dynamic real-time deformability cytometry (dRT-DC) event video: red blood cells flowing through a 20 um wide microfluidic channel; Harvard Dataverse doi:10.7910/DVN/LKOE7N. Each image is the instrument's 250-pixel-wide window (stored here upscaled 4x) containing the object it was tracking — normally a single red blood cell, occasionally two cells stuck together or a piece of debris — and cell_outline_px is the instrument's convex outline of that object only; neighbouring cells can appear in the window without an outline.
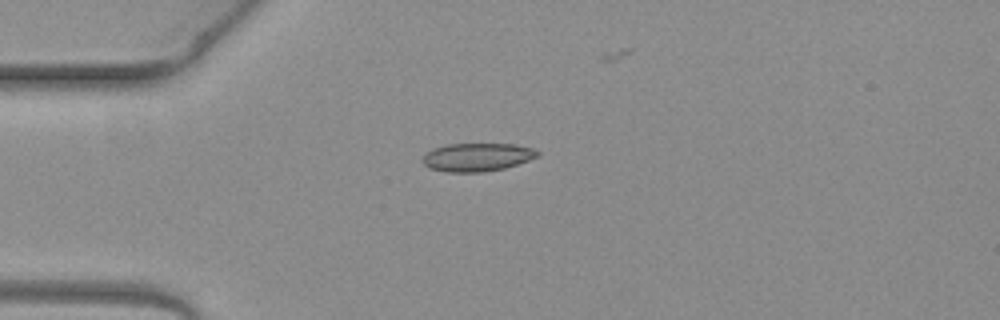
{"species": "common noctule bat (a hibernating species)", "species_latin": "Nyctalus noctula", "temperature_condition": "warm", "stored_images_in_passage": 4, "camera_frame_rate_fps": 3000, "um_per_image_px": 0.085, "animal": {"sex": "female", "body_mass_g": 19.3, "forearm_length_mm": 54.1}, "frame": {"image": 1, "passage_image": 1, "time_ms": 0.0, "image_size_px": [1000, 320], "cell_outline_px": [[540, 156], [504, 168], [484, 172], [448, 172], [428, 168], [420, 160], [428, 152], [436, 148], [448, 144], [516, 144], [532, 148], [540, 152]], "centroid_in_image_um": [40.57, 13.36], "position_along_channel_um": 44.4, "area_um2": 18.84}}
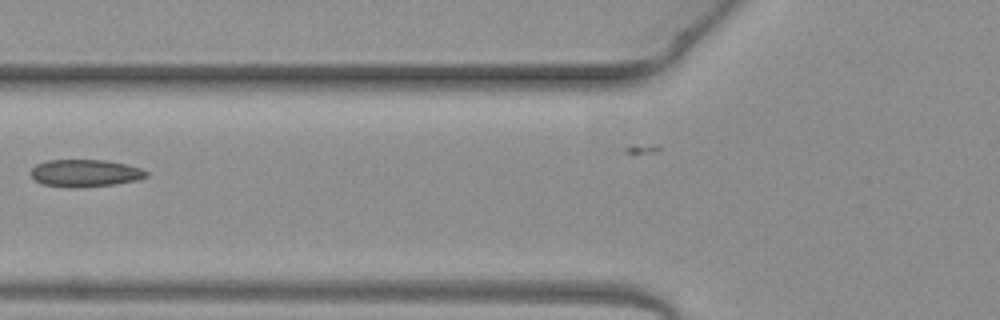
{"frame": {"image": 2, "passage_image": 3, "time_ms": 0.667, "image_size_px": [1000, 320], "cell_outline_px": [[148, 176], [136, 180], [116, 184], [72, 188], [68, 188], [40, 184], [32, 176], [32, 168], [36, 164], [48, 160], [108, 160], [140, 168], [148, 172]], "centroid_in_image_um": [7.22, 14.72], "position_along_channel_um": 118.6, "area_um2": 18.38}}